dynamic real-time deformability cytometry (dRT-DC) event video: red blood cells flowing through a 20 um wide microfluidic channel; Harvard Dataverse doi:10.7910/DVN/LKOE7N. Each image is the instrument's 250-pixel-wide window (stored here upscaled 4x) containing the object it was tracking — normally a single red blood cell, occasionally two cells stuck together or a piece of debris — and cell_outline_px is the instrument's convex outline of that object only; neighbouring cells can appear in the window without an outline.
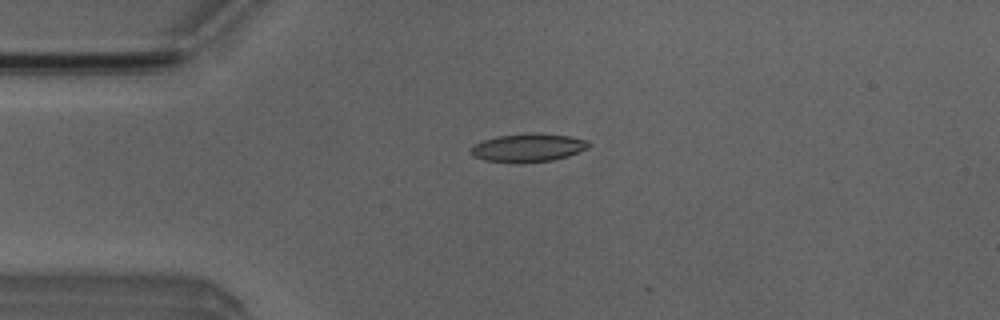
{"species": "Egyptian fruit bat (a non-hibernating species)", "species_latin": "Rousettus aegyptiacus", "temperature_condition": "room temperature", "stored_images_in_passage": 15, "camera_frame_rate_fps": 3000, "um_per_image_px": 0.085, "animal": {"sex": "male"}, "frame": {"image": 1, "passage_image": 12, "time_ms": 3.667, "image_size_px": [1000, 320], "cell_outline_px": [[592, 144], [588, 148], [568, 156], [552, 160], [520, 164], [516, 164], [484, 160], [472, 156], [468, 152], [468, 148], [484, 140], [496, 136], [524, 132], [532, 132], [568, 136], [588, 140]], "centroid_in_image_um": [44.85, 12.56], "position_along_channel_um": 40.2, "area_um2": 20.0}}